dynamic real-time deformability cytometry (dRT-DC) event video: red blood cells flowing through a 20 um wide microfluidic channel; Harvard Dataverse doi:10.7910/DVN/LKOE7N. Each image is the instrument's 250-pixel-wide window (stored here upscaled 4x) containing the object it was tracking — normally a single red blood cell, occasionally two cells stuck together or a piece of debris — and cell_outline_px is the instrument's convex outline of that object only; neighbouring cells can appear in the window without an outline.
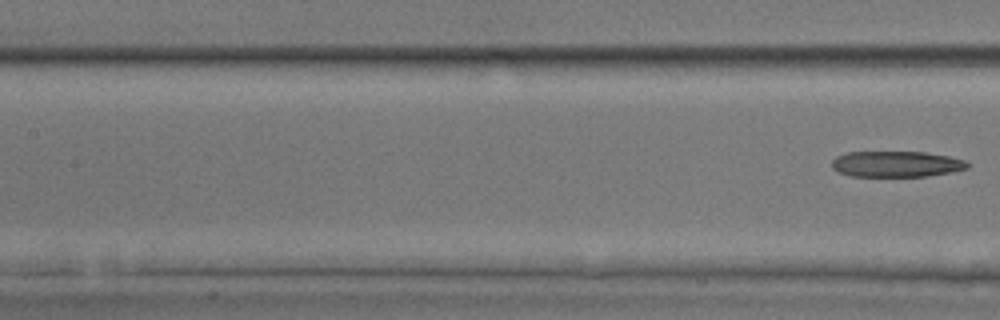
{"species": "common noctule bat (a hibernating species)", "species_latin": "Nyctalus noctula", "temperature_condition": "room temperature", "stored_images_in_passage": 7, "segment_of_instrument_passage": [2, 2], "camera_frame_rate_fps": 3000, "um_per_image_px": 0.085, "animal": {"sex": "male", "body_mass_g": 17.9, "forearm_length_mm": 54.2}, "frame": {"image": 1, "passage_image": 7, "time_ms": 2.0, "image_size_px": [1000, 320], "cell_outline_px": [[968, 168], [952, 172], [928, 176], [852, 176], [840, 172], [832, 168], [832, 160], [836, 156], [848, 152], [924, 152], [948, 156], [964, 160], [968, 164]], "centroid_in_image_um": [76.18, 13.94], "position_along_channel_um": 131.2, "area_um2": 20.35}}